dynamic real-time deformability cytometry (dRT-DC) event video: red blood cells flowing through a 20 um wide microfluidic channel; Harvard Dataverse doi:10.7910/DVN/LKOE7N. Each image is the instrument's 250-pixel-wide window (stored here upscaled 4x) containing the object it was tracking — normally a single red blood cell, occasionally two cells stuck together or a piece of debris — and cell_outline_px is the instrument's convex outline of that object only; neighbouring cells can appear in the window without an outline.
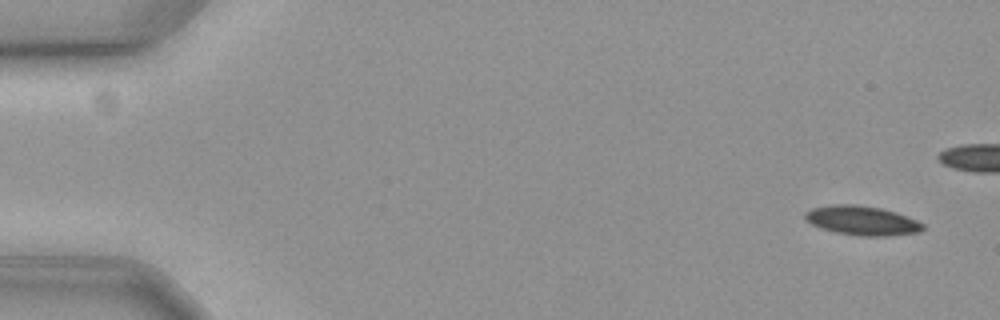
{"species": "common noctule bat (a hibernating species)", "species_latin": "Nyctalus noctula", "temperature_condition": "cold", "stored_images_in_passage": 16, "camera_frame_rate_fps": 3000, "um_per_image_px": 0.085, "animal": {"sex": "female", "body_mass_g": 19.3, "forearm_length_mm": 54.1}, "frame": {"image": 1, "passage_image": 3, "time_ms": 0.667, "image_size_px": [1000, 320], "cell_outline_px": [[924, 228], [916, 232], [884, 236], [860, 236], [836, 232], [820, 228], [812, 224], [804, 216], [804, 212], [812, 208], [832, 204], [856, 204], [880, 208], [896, 212], [916, 220], [924, 224]], "centroid_in_image_um": [73.24, 18.73], "position_along_channel_um": 11.8, "area_um2": 19.94}}